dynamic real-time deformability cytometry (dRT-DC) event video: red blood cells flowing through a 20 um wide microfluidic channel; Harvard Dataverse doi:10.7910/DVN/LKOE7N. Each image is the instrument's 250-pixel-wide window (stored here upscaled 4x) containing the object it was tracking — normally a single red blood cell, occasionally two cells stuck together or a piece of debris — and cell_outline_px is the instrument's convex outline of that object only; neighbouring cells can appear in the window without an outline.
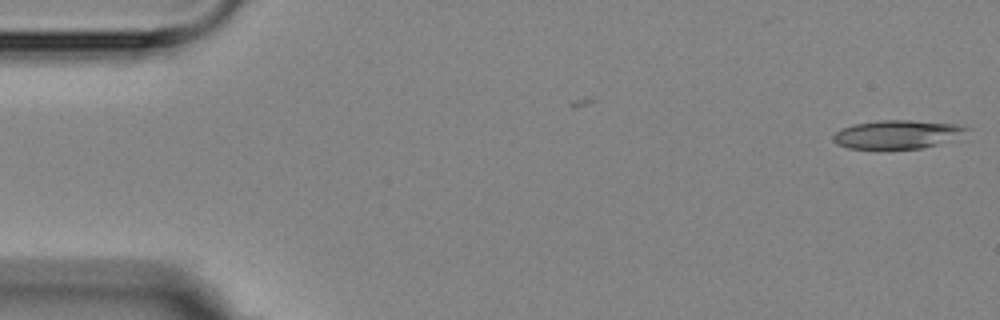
{"species": "Egyptian fruit bat (a non-hibernating species)", "species_latin": "Rousettus aegyptiacus", "temperature_condition": "room temperature", "stored_images_in_passage": 2, "camera_frame_rate_fps": 3000, "um_per_image_px": 0.085, "animal": {"sex": "female"}, "frame": {"image": 1, "passage_image": 2, "time_ms": 1.333, "image_size_px": [1000, 320], "cell_outline_px": [[972, 128], [936, 144], [920, 148], [888, 152], [848, 148], [836, 144], [832, 140], [832, 136], [836, 132], [844, 128], [856, 124], [876, 120], [908, 120], [956, 124]], "centroid_in_image_um": [76.13, 11.47], "position_along_channel_um": 8.9, "area_um2": 22.48}}